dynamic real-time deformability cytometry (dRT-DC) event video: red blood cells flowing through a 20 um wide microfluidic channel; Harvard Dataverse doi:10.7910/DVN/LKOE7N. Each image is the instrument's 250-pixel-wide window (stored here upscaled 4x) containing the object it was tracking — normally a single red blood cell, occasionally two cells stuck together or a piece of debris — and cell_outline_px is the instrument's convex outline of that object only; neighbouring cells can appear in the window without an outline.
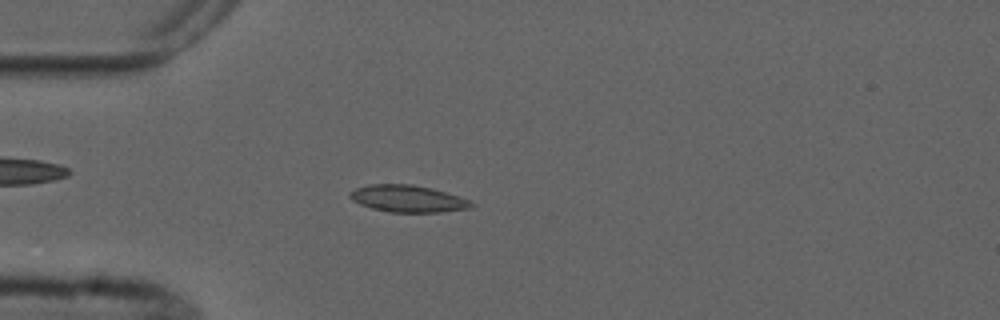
{"species": "common noctule bat (a hibernating species)", "species_latin": "Nyctalus noctula", "temperature_condition": "cold", "stored_images_in_passage": 7, "camera_frame_rate_fps": 3000, "um_per_image_px": 0.085, "animal": {"sex": "male", "forearm_length_mm": 52.5}, "frame": {"image": 1, "passage_image": 6, "time_ms": 6.0, "image_size_px": [1000, 320], "cell_outline_px": [[476, 204], [472, 208], [440, 212], [388, 212], [372, 208], [360, 204], [352, 200], [348, 196], [348, 192], [356, 188], [368, 184], [412, 184], [432, 188], [460, 196]], "centroid_in_image_um": [34.66, 16.88], "position_along_channel_um": 50.3, "area_um2": 19.25}}